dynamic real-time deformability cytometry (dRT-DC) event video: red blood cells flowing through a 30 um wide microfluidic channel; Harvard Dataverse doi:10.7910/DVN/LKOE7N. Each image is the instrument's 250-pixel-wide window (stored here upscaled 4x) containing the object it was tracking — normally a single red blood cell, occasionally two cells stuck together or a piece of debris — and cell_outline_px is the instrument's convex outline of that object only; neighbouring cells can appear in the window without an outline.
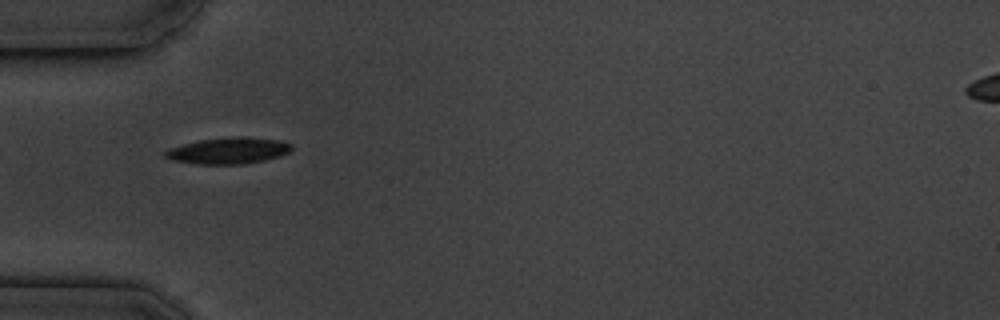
{"species": "common noctule bat (a hibernating species)", "species_latin": "Nyctalus noctula", "temperature_condition": "cold", "stored_images_in_passage": 6, "camera_frame_rate_fps": 3000, "um_per_image_px": 0.085, "animal": {"sex": "male", "body_mass_g": 19.5, "forearm_length_mm": 54.6}, "frame": {"image": 1, "passage_image": 2, "time_ms": 0.333, "image_size_px": [1000, 320], "cell_outline_px": [[292, 148], [288, 152], [280, 156], [264, 160], [244, 164], [196, 164], [172, 160], [164, 156], [164, 152], [168, 148], [200, 140], [236, 136], [240, 136], [280, 140], [292, 144]], "centroid_in_image_um": [19.41, 12.81], "position_along_channel_um": 65.6, "area_um2": 19.36}}